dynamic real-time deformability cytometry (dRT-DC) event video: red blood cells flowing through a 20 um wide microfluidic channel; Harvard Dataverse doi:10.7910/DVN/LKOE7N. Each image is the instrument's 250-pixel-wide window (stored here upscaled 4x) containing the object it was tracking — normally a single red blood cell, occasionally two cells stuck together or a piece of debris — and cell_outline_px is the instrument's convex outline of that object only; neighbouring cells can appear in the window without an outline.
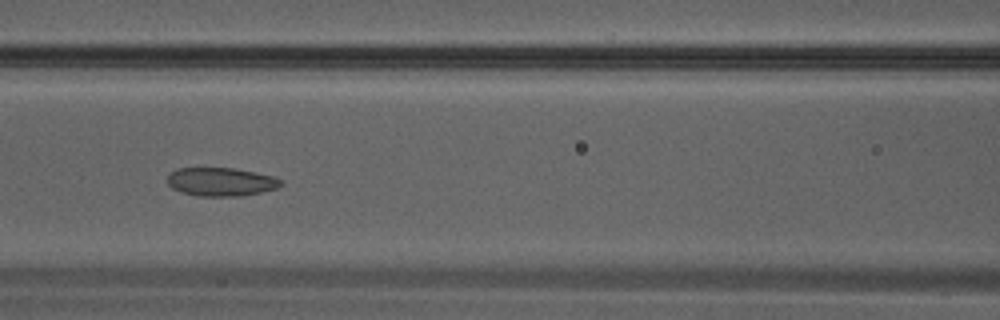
{"species": "Egyptian fruit bat (a non-hibernating species)", "species_latin": "Rousettus aegyptiacus", "temperature_condition": "warm", "stored_images_in_passage": 34, "camera_frame_rate_fps": 3000, "um_per_image_px": 0.085, "animal": {"sex": "male"}, "frame": {"image": 1, "passage_image": 15, "time_ms": 4.667, "image_size_px": [1000, 320], "cell_outline_px": [[284, 184], [276, 188], [260, 192], [240, 196], [196, 196], [180, 192], [172, 188], [168, 184], [168, 176], [176, 168], [232, 168], [256, 172], [276, 176]], "centroid_in_image_um": [18.79, 15.45], "position_along_channel_um": 147.8, "area_um2": 18.9}}
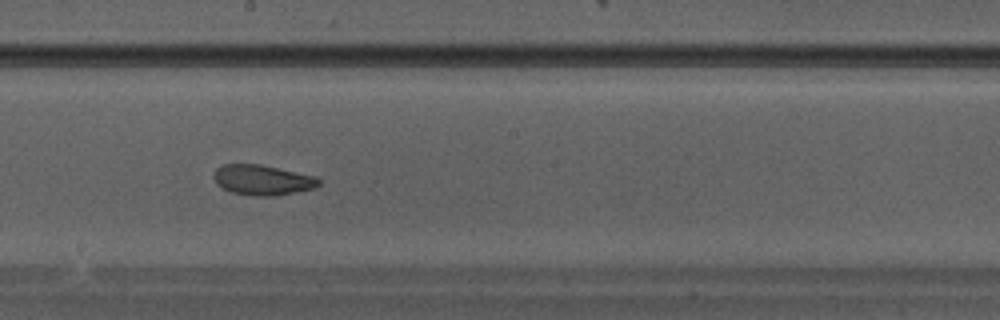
{"frame": {"image": 2, "passage_image": 19, "time_ms": 6.0, "image_size_px": [1000, 320], "cell_outline_px": [[320, 184], [316, 188], [276, 196], [252, 196], [232, 192], [216, 184], [212, 176], [216, 168], [224, 164], [260, 164], [316, 176], [320, 180]], "centroid_in_image_um": [22.31, 15.3], "position_along_channel_um": 225.9, "area_um2": 18.67}}
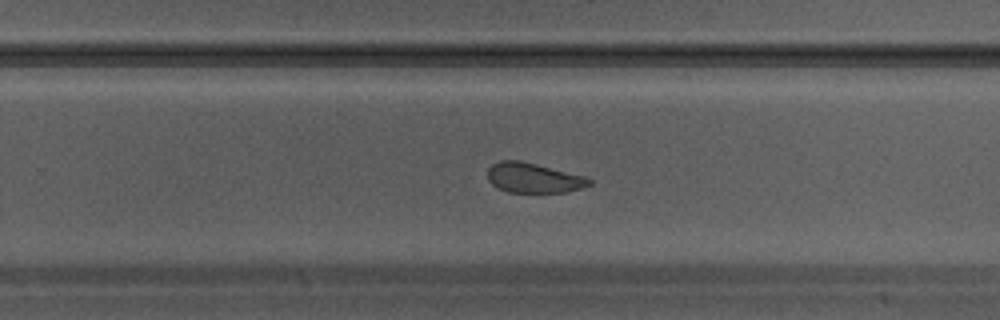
{"frame": {"image": 3, "passage_image": 22, "time_ms": 7.0, "image_size_px": [1000, 320], "cell_outline_px": [[592, 184], [580, 188], [564, 192], [508, 192], [492, 184], [488, 180], [488, 168], [492, 164], [500, 160], [520, 160], [584, 176], [592, 180]], "centroid_in_image_um": [45.33, 15.11], "position_along_channel_um": 284.5, "area_um2": 17.51}}